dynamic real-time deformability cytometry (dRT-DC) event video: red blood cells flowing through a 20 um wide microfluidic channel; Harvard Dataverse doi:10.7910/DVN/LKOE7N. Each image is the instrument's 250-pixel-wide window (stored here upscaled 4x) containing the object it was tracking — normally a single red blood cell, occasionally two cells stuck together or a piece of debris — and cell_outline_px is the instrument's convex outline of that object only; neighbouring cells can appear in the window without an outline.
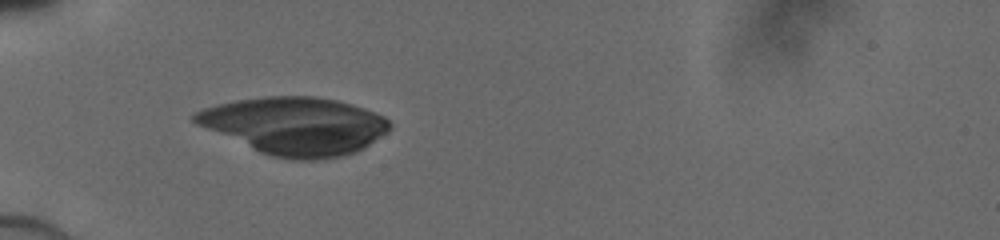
{"species": "human", "species_latin": "Homo sapiens", "temperature_condition": "cold", "stored_images_in_passage": 33, "camera_frame_rate_fps": 3000, "um_per_image_px": 0.085, "donor": {"sex": "male"}, "frame": {"image": 1, "passage_image": 1, "time_ms": 0.0, "image_size_px": [1000, 240], "cell_outline_px": [[392, 128], [388, 132], [364, 148], [356, 152], [344, 156], [324, 160], [292, 160], [272, 156], [260, 152], [196, 124], [192, 120], [192, 116], [196, 112], [204, 108], [236, 100], [268, 96], [316, 96], [336, 100], [352, 104], [364, 108], [384, 116], [392, 124]], "centroid_in_image_um": [25.13, 10.71], "position_along_channel_um": 59.9, "area_um2": 65.49}}
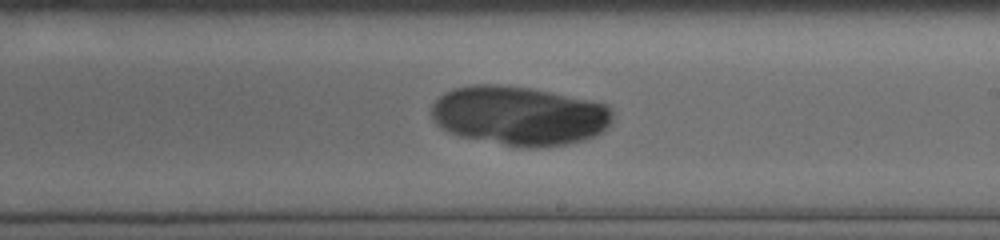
{"frame": {"image": 2, "passage_image": 15, "time_ms": 4.667, "image_size_px": [1000, 240], "cell_outline_px": [[612, 124], [604, 132], [596, 136], [584, 140], [568, 144], [544, 148], [520, 148], [460, 136], [448, 132], [436, 124], [432, 116], [432, 104], [444, 92], [452, 88], [472, 84], [500, 84], [532, 88], [592, 100], [608, 104], [612, 108]], "centroid_in_image_um": [44.18, 9.84], "position_along_channel_um": 244.8, "area_um2": 63.64}}
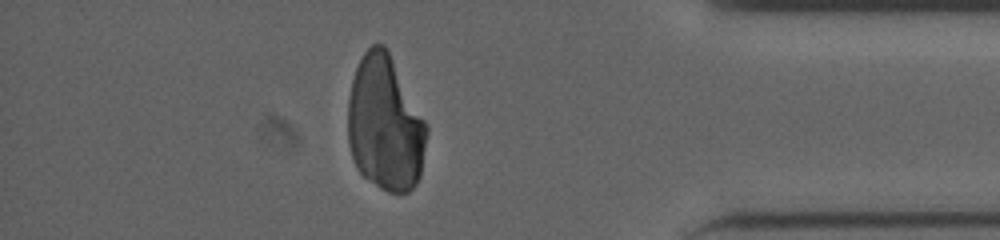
{"frame": {"image": 3, "passage_image": 28, "time_ms": 9.0, "image_size_px": [1000, 240], "cell_outline_px": [[428, 132], [420, 176], [416, 184], [408, 192], [388, 192], [380, 188], [364, 176], [356, 168], [348, 144], [348, 96], [352, 80], [356, 68], [364, 52], [372, 44], [384, 44], [388, 48], [428, 128]], "centroid_in_image_um": [32.72, 10.51], "position_along_channel_um": 402.5, "area_um2": 62.19}}